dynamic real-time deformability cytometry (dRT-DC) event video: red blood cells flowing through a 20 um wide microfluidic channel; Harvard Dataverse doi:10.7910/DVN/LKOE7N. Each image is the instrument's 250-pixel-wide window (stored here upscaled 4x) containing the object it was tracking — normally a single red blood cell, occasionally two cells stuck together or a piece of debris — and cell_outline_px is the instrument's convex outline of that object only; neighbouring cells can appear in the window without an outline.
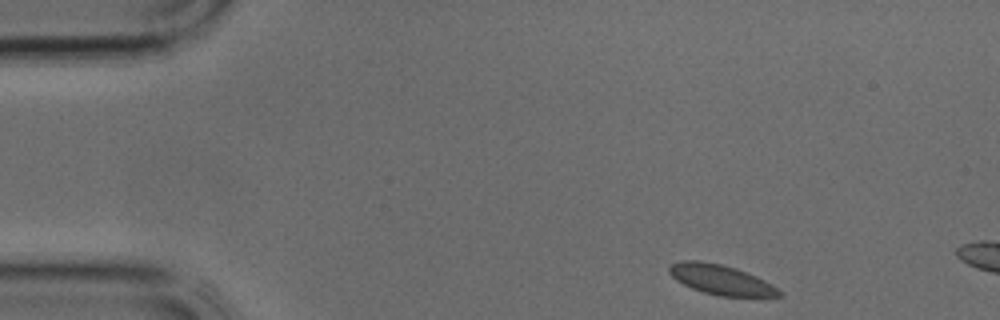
{"species": "common noctule bat (a hibernating species)", "species_latin": "Nyctalus noctula", "temperature_condition": "cold", "stored_images_in_passage": 8, "camera_frame_rate_fps": 3000, "um_per_image_px": 0.085, "animal": {"sex": "male", "body_mass_g": 17.9, "forearm_length_mm": 54.2}, "frame": {"image": 1, "passage_image": 1, "time_ms": 0.0, "image_size_px": [1000, 320], "cell_outline_px": [[784, 296], [720, 296], [704, 292], [692, 288], [676, 280], [668, 272], [668, 264], [684, 260], [700, 260], [720, 264], [736, 268], [756, 276], [772, 284]], "centroid_in_image_um": [61.23, 23.75], "position_along_channel_um": 23.8, "area_um2": 19.02}}